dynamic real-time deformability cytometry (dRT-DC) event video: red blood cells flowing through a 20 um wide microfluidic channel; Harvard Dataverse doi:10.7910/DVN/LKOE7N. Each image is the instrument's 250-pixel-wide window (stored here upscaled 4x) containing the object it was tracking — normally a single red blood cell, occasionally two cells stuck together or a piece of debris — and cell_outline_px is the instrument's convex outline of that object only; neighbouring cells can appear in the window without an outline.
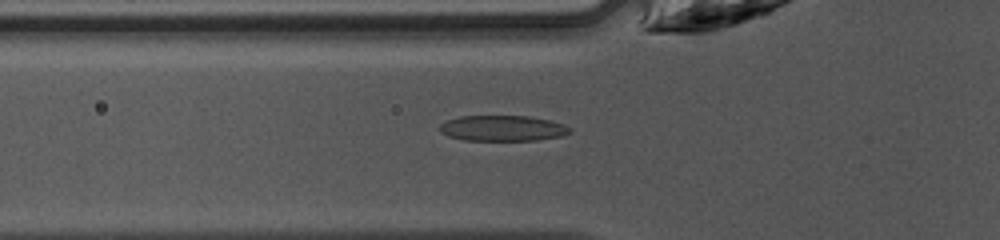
{"species": "common noctule bat (a hibernating species)", "species_latin": "Nyctalus noctula", "temperature_condition": "warm", "stored_images_in_passage": 43, "camera_frame_rate_fps": 3000, "um_per_image_px": 0.085, "animal": {"sex": "female", "body_mass_g": 10.0, "forearm_length_mm": 53.1}, "frame": {"image": 1, "passage_image": 13, "time_ms": 4.0, "image_size_px": [1000, 240], "cell_outline_px": [[572, 132], [564, 136], [536, 140], [464, 140], [448, 136], [440, 132], [440, 124], [448, 120], [460, 116], [528, 116], [552, 120], [564, 124], [572, 128]], "centroid_in_image_um": [42.78, 10.9], "position_along_channel_um": 83.0, "area_um2": 19.59}}
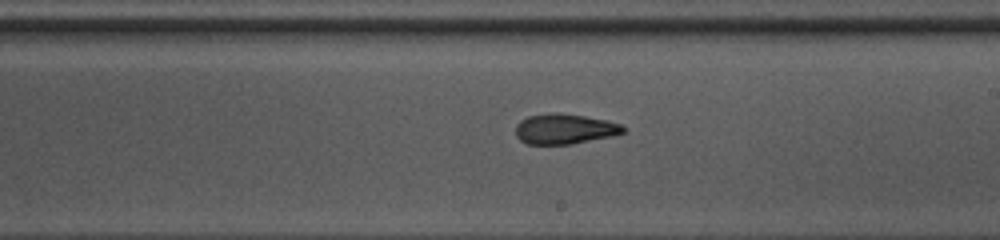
{"frame": {"image": 2, "passage_image": 24, "time_ms": 7.667, "image_size_px": [1000, 240], "cell_outline_px": [[628, 128], [624, 132], [616, 136], [572, 144], [528, 144], [520, 140], [516, 136], [516, 124], [520, 120], [528, 116], [552, 112], [560, 112], [608, 120], [620, 124]], "centroid_in_image_um": [48.03, 10.96], "position_along_channel_um": 241.0, "area_um2": 19.31}}
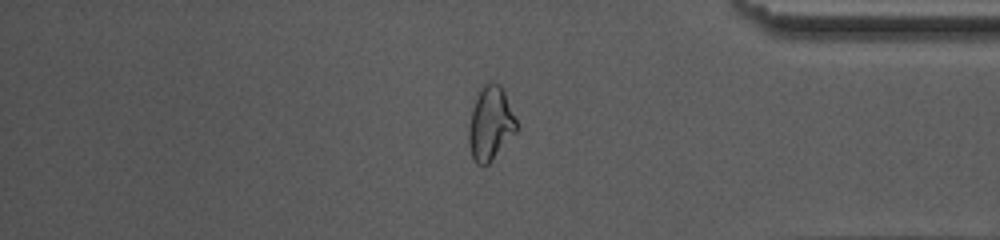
{"frame": {"image": 3, "passage_image": 36, "time_ms": 11.667, "image_size_px": [1000, 240], "cell_outline_px": [[516, 132], [492, 160], [488, 164], [476, 164], [472, 156], [468, 144], [468, 128], [472, 108], [480, 88], [484, 84], [500, 84], [504, 88], [516, 120]], "centroid_in_image_um": [41.68, 10.5], "position_along_channel_um": 393.5, "area_um2": 20.4}, "authors_computed_cell_mechanics": {"area_um2": 19.7098, "velocity_mm_per_s": 4.2628, "shape_relaxation_time_tau1_ms": 3.3026, "shape_relaxation_time_tau2_ms": 2.7371, "deformation_change_tau1": 0.1508, "deformation_change_tau2": 0.1038}}